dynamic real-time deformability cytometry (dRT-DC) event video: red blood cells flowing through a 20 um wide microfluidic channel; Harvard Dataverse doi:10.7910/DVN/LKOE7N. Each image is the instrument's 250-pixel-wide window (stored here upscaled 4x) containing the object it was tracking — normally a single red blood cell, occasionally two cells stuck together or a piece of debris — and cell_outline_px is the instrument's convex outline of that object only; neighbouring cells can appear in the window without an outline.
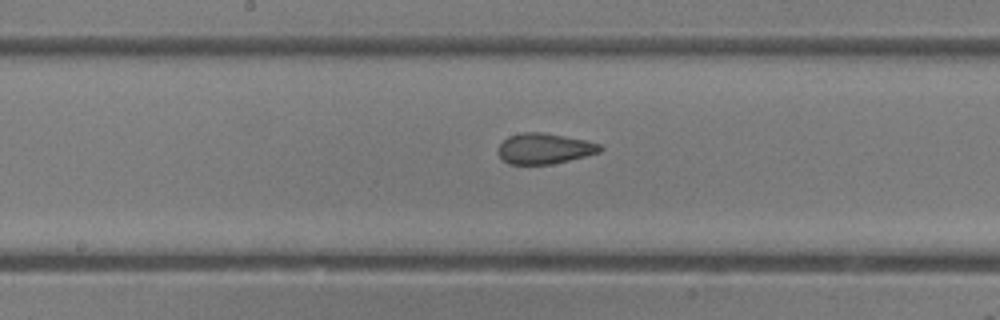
{"species": "common noctule bat (a hibernating species)", "species_latin": "Nyctalus noctula", "temperature_condition": "room temperature", "stored_images_in_passage": 6, "camera_frame_rate_fps": 3000, "um_per_image_px": 0.085, "animal": {"sex": "female"}, "frame": {"image": 1, "passage_image": 6, "time_ms": 5.667, "image_size_px": [1000, 320], "cell_outline_px": [[604, 148], [600, 152], [552, 164], [508, 164], [496, 152], [500, 144], [508, 136], [520, 132], [544, 132], [584, 140], [600, 144]], "centroid_in_image_um": [46.25, 12.62], "position_along_channel_um": 202.0, "area_um2": 18.15}}